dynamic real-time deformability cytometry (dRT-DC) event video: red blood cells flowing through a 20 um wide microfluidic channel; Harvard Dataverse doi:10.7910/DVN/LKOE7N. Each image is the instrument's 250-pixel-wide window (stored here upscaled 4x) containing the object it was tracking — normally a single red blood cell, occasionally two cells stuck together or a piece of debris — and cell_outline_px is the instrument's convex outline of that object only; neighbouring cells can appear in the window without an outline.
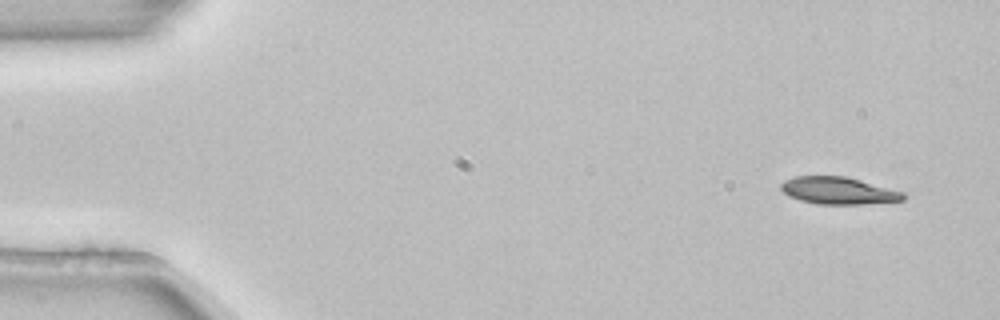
{"species": "common noctule bat (a hibernating species)", "species_latin": "Nyctalus noctula", "temperature_condition": "room temperature", "stored_images_in_passage": 3, "camera_frame_rate_fps": 3000, "um_per_image_px": 0.085, "animal": {"sex": "female", "body_mass_g": 22.7, "forearm_length_mm": 54.2}, "frame": {"image": 1, "passage_image": 1, "time_ms": 0.0, "image_size_px": [1000, 320], "cell_outline_px": [[904, 200], [860, 204], [820, 204], [800, 200], [788, 196], [780, 188], [780, 184], [784, 180], [796, 176], [848, 176], [904, 192]], "centroid_in_image_um": [71.24, 16.19], "position_along_channel_um": 13.8, "area_um2": 19.36}}
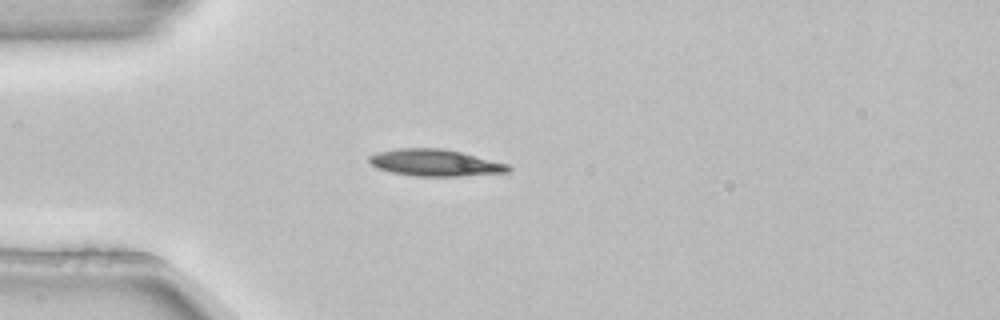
{"frame": {"image": 2, "passage_image": 3, "time_ms": 0.667, "image_size_px": [1000, 320], "cell_outline_px": [[512, 168], [508, 172], [464, 176], [416, 176], [392, 172], [376, 168], [368, 160], [368, 156], [380, 152], [396, 148], [440, 148], [460, 152], [508, 164]], "centroid_in_image_um": [36.98, 13.84], "position_along_channel_um": 48.0, "area_um2": 21.56}}